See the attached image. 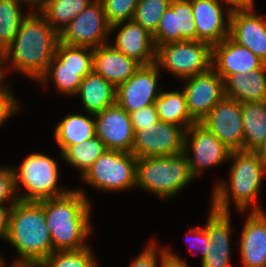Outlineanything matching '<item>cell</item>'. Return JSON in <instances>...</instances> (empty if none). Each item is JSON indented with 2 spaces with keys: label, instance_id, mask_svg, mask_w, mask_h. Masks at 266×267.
<instances>
[{
  "label": "cell",
  "instance_id": "obj_13",
  "mask_svg": "<svg viewBox=\"0 0 266 267\" xmlns=\"http://www.w3.org/2000/svg\"><path fill=\"white\" fill-rule=\"evenodd\" d=\"M158 73L155 63L141 65L127 81L116 87V104L129 114L153 105L160 94Z\"/></svg>",
  "mask_w": 266,
  "mask_h": 267
},
{
  "label": "cell",
  "instance_id": "obj_46",
  "mask_svg": "<svg viewBox=\"0 0 266 267\" xmlns=\"http://www.w3.org/2000/svg\"><path fill=\"white\" fill-rule=\"evenodd\" d=\"M3 219L4 214L0 211V237H3Z\"/></svg>",
  "mask_w": 266,
  "mask_h": 267
},
{
  "label": "cell",
  "instance_id": "obj_20",
  "mask_svg": "<svg viewBox=\"0 0 266 267\" xmlns=\"http://www.w3.org/2000/svg\"><path fill=\"white\" fill-rule=\"evenodd\" d=\"M245 221L240 238L244 267H266V215L257 204Z\"/></svg>",
  "mask_w": 266,
  "mask_h": 267
},
{
  "label": "cell",
  "instance_id": "obj_6",
  "mask_svg": "<svg viewBox=\"0 0 266 267\" xmlns=\"http://www.w3.org/2000/svg\"><path fill=\"white\" fill-rule=\"evenodd\" d=\"M90 49L59 42L55 57L39 81L46 84L48 76L53 77L55 88L61 93L76 95L82 78L93 72V47Z\"/></svg>",
  "mask_w": 266,
  "mask_h": 267
},
{
  "label": "cell",
  "instance_id": "obj_17",
  "mask_svg": "<svg viewBox=\"0 0 266 267\" xmlns=\"http://www.w3.org/2000/svg\"><path fill=\"white\" fill-rule=\"evenodd\" d=\"M153 40L155 47L171 42L196 40L191 0H171L170 6L161 16Z\"/></svg>",
  "mask_w": 266,
  "mask_h": 267
},
{
  "label": "cell",
  "instance_id": "obj_3",
  "mask_svg": "<svg viewBox=\"0 0 266 267\" xmlns=\"http://www.w3.org/2000/svg\"><path fill=\"white\" fill-rule=\"evenodd\" d=\"M44 207L46 225L55 251L84 249L90 234V203L84 193L71 190L61 197L39 201Z\"/></svg>",
  "mask_w": 266,
  "mask_h": 267
},
{
  "label": "cell",
  "instance_id": "obj_10",
  "mask_svg": "<svg viewBox=\"0 0 266 267\" xmlns=\"http://www.w3.org/2000/svg\"><path fill=\"white\" fill-rule=\"evenodd\" d=\"M182 127L163 121L141 126L134 132L132 154L136 158L179 155L184 152Z\"/></svg>",
  "mask_w": 266,
  "mask_h": 267
},
{
  "label": "cell",
  "instance_id": "obj_37",
  "mask_svg": "<svg viewBox=\"0 0 266 267\" xmlns=\"http://www.w3.org/2000/svg\"><path fill=\"white\" fill-rule=\"evenodd\" d=\"M133 131L141 130V126H149L159 121L155 105H150L130 113Z\"/></svg>",
  "mask_w": 266,
  "mask_h": 267
},
{
  "label": "cell",
  "instance_id": "obj_42",
  "mask_svg": "<svg viewBox=\"0 0 266 267\" xmlns=\"http://www.w3.org/2000/svg\"><path fill=\"white\" fill-rule=\"evenodd\" d=\"M160 255L161 267H188L185 260L180 259L168 250L163 249Z\"/></svg>",
  "mask_w": 266,
  "mask_h": 267
},
{
  "label": "cell",
  "instance_id": "obj_49",
  "mask_svg": "<svg viewBox=\"0 0 266 267\" xmlns=\"http://www.w3.org/2000/svg\"><path fill=\"white\" fill-rule=\"evenodd\" d=\"M11 267H36V266H14L12 265Z\"/></svg>",
  "mask_w": 266,
  "mask_h": 267
},
{
  "label": "cell",
  "instance_id": "obj_8",
  "mask_svg": "<svg viewBox=\"0 0 266 267\" xmlns=\"http://www.w3.org/2000/svg\"><path fill=\"white\" fill-rule=\"evenodd\" d=\"M155 64L186 79L212 68V45L199 40H183L156 47Z\"/></svg>",
  "mask_w": 266,
  "mask_h": 267
},
{
  "label": "cell",
  "instance_id": "obj_21",
  "mask_svg": "<svg viewBox=\"0 0 266 267\" xmlns=\"http://www.w3.org/2000/svg\"><path fill=\"white\" fill-rule=\"evenodd\" d=\"M205 230L208 234L206 257L202 267H230V212H220L212 207Z\"/></svg>",
  "mask_w": 266,
  "mask_h": 267
},
{
  "label": "cell",
  "instance_id": "obj_33",
  "mask_svg": "<svg viewBox=\"0 0 266 267\" xmlns=\"http://www.w3.org/2000/svg\"><path fill=\"white\" fill-rule=\"evenodd\" d=\"M89 247L79 250L55 251L36 267H97Z\"/></svg>",
  "mask_w": 266,
  "mask_h": 267
},
{
  "label": "cell",
  "instance_id": "obj_1",
  "mask_svg": "<svg viewBox=\"0 0 266 267\" xmlns=\"http://www.w3.org/2000/svg\"><path fill=\"white\" fill-rule=\"evenodd\" d=\"M17 249L14 266H37L53 252L44 207L36 201H20L4 213L3 237Z\"/></svg>",
  "mask_w": 266,
  "mask_h": 267
},
{
  "label": "cell",
  "instance_id": "obj_32",
  "mask_svg": "<svg viewBox=\"0 0 266 267\" xmlns=\"http://www.w3.org/2000/svg\"><path fill=\"white\" fill-rule=\"evenodd\" d=\"M25 17L20 3L15 0H0V49L5 50L12 43Z\"/></svg>",
  "mask_w": 266,
  "mask_h": 267
},
{
  "label": "cell",
  "instance_id": "obj_39",
  "mask_svg": "<svg viewBox=\"0 0 266 267\" xmlns=\"http://www.w3.org/2000/svg\"><path fill=\"white\" fill-rule=\"evenodd\" d=\"M155 244H149L148 248H146L131 264V267H157V259L158 254L156 251Z\"/></svg>",
  "mask_w": 266,
  "mask_h": 267
},
{
  "label": "cell",
  "instance_id": "obj_34",
  "mask_svg": "<svg viewBox=\"0 0 266 267\" xmlns=\"http://www.w3.org/2000/svg\"><path fill=\"white\" fill-rule=\"evenodd\" d=\"M171 0H139L132 20L154 35L164 11Z\"/></svg>",
  "mask_w": 266,
  "mask_h": 267
},
{
  "label": "cell",
  "instance_id": "obj_41",
  "mask_svg": "<svg viewBox=\"0 0 266 267\" xmlns=\"http://www.w3.org/2000/svg\"><path fill=\"white\" fill-rule=\"evenodd\" d=\"M218 4L220 1H224L231 6L227 10V20L230 22V15L233 12L252 10L254 6V0H215Z\"/></svg>",
  "mask_w": 266,
  "mask_h": 267
},
{
  "label": "cell",
  "instance_id": "obj_25",
  "mask_svg": "<svg viewBox=\"0 0 266 267\" xmlns=\"http://www.w3.org/2000/svg\"><path fill=\"white\" fill-rule=\"evenodd\" d=\"M266 65L248 73L230 75L224 81L225 97L245 102L266 101Z\"/></svg>",
  "mask_w": 266,
  "mask_h": 267
},
{
  "label": "cell",
  "instance_id": "obj_30",
  "mask_svg": "<svg viewBox=\"0 0 266 267\" xmlns=\"http://www.w3.org/2000/svg\"><path fill=\"white\" fill-rule=\"evenodd\" d=\"M93 0H51L41 9L52 29L58 34ZM59 24L61 26H59ZM64 25V26H63Z\"/></svg>",
  "mask_w": 266,
  "mask_h": 267
},
{
  "label": "cell",
  "instance_id": "obj_14",
  "mask_svg": "<svg viewBox=\"0 0 266 267\" xmlns=\"http://www.w3.org/2000/svg\"><path fill=\"white\" fill-rule=\"evenodd\" d=\"M200 123L231 151L243 150L244 129L238 101L224 97Z\"/></svg>",
  "mask_w": 266,
  "mask_h": 267
},
{
  "label": "cell",
  "instance_id": "obj_16",
  "mask_svg": "<svg viewBox=\"0 0 266 267\" xmlns=\"http://www.w3.org/2000/svg\"><path fill=\"white\" fill-rule=\"evenodd\" d=\"M96 136L105 144L107 150L132 153L134 131L127 113L114 104L94 114Z\"/></svg>",
  "mask_w": 266,
  "mask_h": 267
},
{
  "label": "cell",
  "instance_id": "obj_31",
  "mask_svg": "<svg viewBox=\"0 0 266 267\" xmlns=\"http://www.w3.org/2000/svg\"><path fill=\"white\" fill-rule=\"evenodd\" d=\"M106 150L105 144L95 135L90 139L69 146L61 154V158L76 168H80L83 175Z\"/></svg>",
  "mask_w": 266,
  "mask_h": 267
},
{
  "label": "cell",
  "instance_id": "obj_4",
  "mask_svg": "<svg viewBox=\"0 0 266 267\" xmlns=\"http://www.w3.org/2000/svg\"><path fill=\"white\" fill-rule=\"evenodd\" d=\"M229 158L234 160L230 170V186L227 187L226 182L217 184L211 207L220 212H229L228 191H231L237 208L244 211L248 205L256 202L266 165L254 151H231Z\"/></svg>",
  "mask_w": 266,
  "mask_h": 267
},
{
  "label": "cell",
  "instance_id": "obj_44",
  "mask_svg": "<svg viewBox=\"0 0 266 267\" xmlns=\"http://www.w3.org/2000/svg\"><path fill=\"white\" fill-rule=\"evenodd\" d=\"M261 161L266 165V138L264 141L254 150Z\"/></svg>",
  "mask_w": 266,
  "mask_h": 267
},
{
  "label": "cell",
  "instance_id": "obj_26",
  "mask_svg": "<svg viewBox=\"0 0 266 267\" xmlns=\"http://www.w3.org/2000/svg\"><path fill=\"white\" fill-rule=\"evenodd\" d=\"M77 94L92 116L116 104V87L94 71L82 78Z\"/></svg>",
  "mask_w": 266,
  "mask_h": 267
},
{
  "label": "cell",
  "instance_id": "obj_29",
  "mask_svg": "<svg viewBox=\"0 0 266 267\" xmlns=\"http://www.w3.org/2000/svg\"><path fill=\"white\" fill-rule=\"evenodd\" d=\"M159 121L183 126L186 131L196 121L190 116L183 92H160L154 102Z\"/></svg>",
  "mask_w": 266,
  "mask_h": 267
},
{
  "label": "cell",
  "instance_id": "obj_23",
  "mask_svg": "<svg viewBox=\"0 0 266 267\" xmlns=\"http://www.w3.org/2000/svg\"><path fill=\"white\" fill-rule=\"evenodd\" d=\"M112 46L140 65L155 63L156 47L153 35L133 20L122 26Z\"/></svg>",
  "mask_w": 266,
  "mask_h": 267
},
{
  "label": "cell",
  "instance_id": "obj_35",
  "mask_svg": "<svg viewBox=\"0 0 266 267\" xmlns=\"http://www.w3.org/2000/svg\"><path fill=\"white\" fill-rule=\"evenodd\" d=\"M110 32L132 20L139 0H101Z\"/></svg>",
  "mask_w": 266,
  "mask_h": 267
},
{
  "label": "cell",
  "instance_id": "obj_28",
  "mask_svg": "<svg viewBox=\"0 0 266 267\" xmlns=\"http://www.w3.org/2000/svg\"><path fill=\"white\" fill-rule=\"evenodd\" d=\"M95 120L79 114H68L55 128V137L61 154L71 145L96 135Z\"/></svg>",
  "mask_w": 266,
  "mask_h": 267
},
{
  "label": "cell",
  "instance_id": "obj_18",
  "mask_svg": "<svg viewBox=\"0 0 266 267\" xmlns=\"http://www.w3.org/2000/svg\"><path fill=\"white\" fill-rule=\"evenodd\" d=\"M265 65L263 60L248 48L238 45L230 37L212 46V68L224 81L230 75L248 73Z\"/></svg>",
  "mask_w": 266,
  "mask_h": 267
},
{
  "label": "cell",
  "instance_id": "obj_22",
  "mask_svg": "<svg viewBox=\"0 0 266 267\" xmlns=\"http://www.w3.org/2000/svg\"><path fill=\"white\" fill-rule=\"evenodd\" d=\"M196 26V40L210 45L229 37L230 22L225 24L222 6L215 0H191ZM226 25V26H225Z\"/></svg>",
  "mask_w": 266,
  "mask_h": 267
},
{
  "label": "cell",
  "instance_id": "obj_7",
  "mask_svg": "<svg viewBox=\"0 0 266 267\" xmlns=\"http://www.w3.org/2000/svg\"><path fill=\"white\" fill-rule=\"evenodd\" d=\"M14 173L15 190L19 183L27 189V194L17 196L20 201H36L64 196L70 191L58 189V167L49 156L33 153L23 161ZM20 181V182H19Z\"/></svg>",
  "mask_w": 266,
  "mask_h": 267
},
{
  "label": "cell",
  "instance_id": "obj_24",
  "mask_svg": "<svg viewBox=\"0 0 266 267\" xmlns=\"http://www.w3.org/2000/svg\"><path fill=\"white\" fill-rule=\"evenodd\" d=\"M140 66L112 45L93 48V71L115 87L127 81Z\"/></svg>",
  "mask_w": 266,
  "mask_h": 267
},
{
  "label": "cell",
  "instance_id": "obj_9",
  "mask_svg": "<svg viewBox=\"0 0 266 267\" xmlns=\"http://www.w3.org/2000/svg\"><path fill=\"white\" fill-rule=\"evenodd\" d=\"M136 162L132 153L106 150L82 177L100 190L128 189L136 185Z\"/></svg>",
  "mask_w": 266,
  "mask_h": 267
},
{
  "label": "cell",
  "instance_id": "obj_40",
  "mask_svg": "<svg viewBox=\"0 0 266 267\" xmlns=\"http://www.w3.org/2000/svg\"><path fill=\"white\" fill-rule=\"evenodd\" d=\"M189 234H195L194 235V239L195 242L192 240L190 241V245L192 244V246L194 247L195 245H199L200 246V250L202 251V260L206 257V253H207V248H208V234L205 230V228H201L198 227V229H194V230H190V232H188ZM197 240V241H196ZM195 248V247H194Z\"/></svg>",
  "mask_w": 266,
  "mask_h": 267
},
{
  "label": "cell",
  "instance_id": "obj_38",
  "mask_svg": "<svg viewBox=\"0 0 266 267\" xmlns=\"http://www.w3.org/2000/svg\"><path fill=\"white\" fill-rule=\"evenodd\" d=\"M19 105L12 93H0V125L18 110Z\"/></svg>",
  "mask_w": 266,
  "mask_h": 267
},
{
  "label": "cell",
  "instance_id": "obj_11",
  "mask_svg": "<svg viewBox=\"0 0 266 267\" xmlns=\"http://www.w3.org/2000/svg\"><path fill=\"white\" fill-rule=\"evenodd\" d=\"M110 33L101 0L90 4L59 33V42L96 48L105 45ZM106 36V38H105Z\"/></svg>",
  "mask_w": 266,
  "mask_h": 267
},
{
  "label": "cell",
  "instance_id": "obj_36",
  "mask_svg": "<svg viewBox=\"0 0 266 267\" xmlns=\"http://www.w3.org/2000/svg\"><path fill=\"white\" fill-rule=\"evenodd\" d=\"M15 183L14 173L12 168H0V211L4 214L14 203L18 201L17 196L15 197ZM11 201L9 207L3 206V202Z\"/></svg>",
  "mask_w": 266,
  "mask_h": 267
},
{
  "label": "cell",
  "instance_id": "obj_43",
  "mask_svg": "<svg viewBox=\"0 0 266 267\" xmlns=\"http://www.w3.org/2000/svg\"><path fill=\"white\" fill-rule=\"evenodd\" d=\"M8 58H7V54H6V51L5 50H2V49H0V84H1V82H2V80H3V75H4V70L2 69V62L4 61V60H7ZM2 85H0V93H11L9 90H8V88H7V86L6 87H4V86H2Z\"/></svg>",
  "mask_w": 266,
  "mask_h": 267
},
{
  "label": "cell",
  "instance_id": "obj_47",
  "mask_svg": "<svg viewBox=\"0 0 266 267\" xmlns=\"http://www.w3.org/2000/svg\"><path fill=\"white\" fill-rule=\"evenodd\" d=\"M51 0H42V8L43 6L47 3V2H50Z\"/></svg>",
  "mask_w": 266,
  "mask_h": 267
},
{
  "label": "cell",
  "instance_id": "obj_12",
  "mask_svg": "<svg viewBox=\"0 0 266 267\" xmlns=\"http://www.w3.org/2000/svg\"><path fill=\"white\" fill-rule=\"evenodd\" d=\"M189 149L194 155L192 157L187 156L189 169L193 177L197 176L205 167L219 165L230 159L231 150L200 122H195L185 131L184 153L186 155Z\"/></svg>",
  "mask_w": 266,
  "mask_h": 267
},
{
  "label": "cell",
  "instance_id": "obj_27",
  "mask_svg": "<svg viewBox=\"0 0 266 267\" xmlns=\"http://www.w3.org/2000/svg\"><path fill=\"white\" fill-rule=\"evenodd\" d=\"M243 151H254L266 138V101L241 103Z\"/></svg>",
  "mask_w": 266,
  "mask_h": 267
},
{
  "label": "cell",
  "instance_id": "obj_48",
  "mask_svg": "<svg viewBox=\"0 0 266 267\" xmlns=\"http://www.w3.org/2000/svg\"><path fill=\"white\" fill-rule=\"evenodd\" d=\"M4 262H3V259L0 257V267H4Z\"/></svg>",
  "mask_w": 266,
  "mask_h": 267
},
{
  "label": "cell",
  "instance_id": "obj_2",
  "mask_svg": "<svg viewBox=\"0 0 266 267\" xmlns=\"http://www.w3.org/2000/svg\"><path fill=\"white\" fill-rule=\"evenodd\" d=\"M58 43L59 34L46 18L42 14L29 12L22 20L12 43L5 49L7 60H12V69L38 81L55 57Z\"/></svg>",
  "mask_w": 266,
  "mask_h": 267
},
{
  "label": "cell",
  "instance_id": "obj_5",
  "mask_svg": "<svg viewBox=\"0 0 266 267\" xmlns=\"http://www.w3.org/2000/svg\"><path fill=\"white\" fill-rule=\"evenodd\" d=\"M193 178L184 152L172 156L137 158L136 186L160 197L175 195Z\"/></svg>",
  "mask_w": 266,
  "mask_h": 267
},
{
  "label": "cell",
  "instance_id": "obj_19",
  "mask_svg": "<svg viewBox=\"0 0 266 267\" xmlns=\"http://www.w3.org/2000/svg\"><path fill=\"white\" fill-rule=\"evenodd\" d=\"M229 37L266 63V21L253 9L231 13Z\"/></svg>",
  "mask_w": 266,
  "mask_h": 267
},
{
  "label": "cell",
  "instance_id": "obj_15",
  "mask_svg": "<svg viewBox=\"0 0 266 267\" xmlns=\"http://www.w3.org/2000/svg\"><path fill=\"white\" fill-rule=\"evenodd\" d=\"M182 89L190 116L201 122L216 104L225 97L224 80L211 68L209 71L190 76Z\"/></svg>",
  "mask_w": 266,
  "mask_h": 267
},
{
  "label": "cell",
  "instance_id": "obj_45",
  "mask_svg": "<svg viewBox=\"0 0 266 267\" xmlns=\"http://www.w3.org/2000/svg\"><path fill=\"white\" fill-rule=\"evenodd\" d=\"M15 1H17L18 3H29V4H31V8L33 9L36 5L38 6L39 5V9H40V11H41V9H42V0H15Z\"/></svg>",
  "mask_w": 266,
  "mask_h": 267
}]
</instances>
